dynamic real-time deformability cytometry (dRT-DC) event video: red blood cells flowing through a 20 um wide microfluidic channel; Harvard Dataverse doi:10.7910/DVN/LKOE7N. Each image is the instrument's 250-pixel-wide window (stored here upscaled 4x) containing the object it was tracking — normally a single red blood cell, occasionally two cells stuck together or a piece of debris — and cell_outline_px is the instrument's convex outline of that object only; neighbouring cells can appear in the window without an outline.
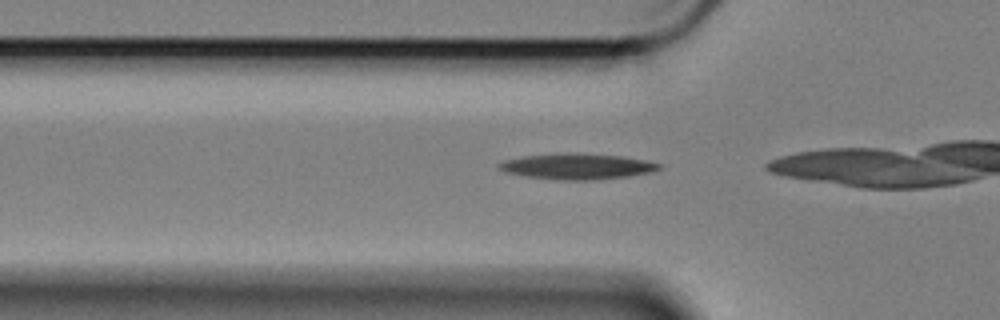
{"species": "Egyptian fruit bat (a non-hibernating species)", "species_latin": "Rousettus aegyptiacus", "temperature_condition": "cold", "stored_images_in_passage": 29, "camera_frame_rate_fps": 3000, "um_per_image_px": 0.085, "animal": {"sex": "female"}, "frame": {"image": 1, "passage_image": 2, "time_ms": 0.333, "image_size_px": [1000, 320], "cell_outline_px": [[660, 168], [652, 172], [628, 176], [592, 180], [560, 180], [524, 176], [504, 172], [496, 168], [496, 164], [504, 160], [524, 156], [620, 156], [644, 160], [660, 164]], "centroid_in_image_um": [49.01, 14.2], "position_along_channel_um": 76.8, "area_um2": 22.66}}
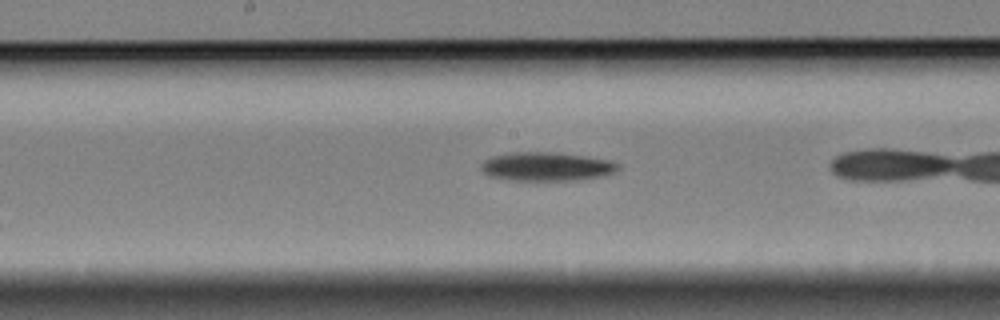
{"frame": {"image": 2, "passage_image": 13, "time_ms": 4.0, "image_size_px": [1000, 320], "cell_outline_px": [[620, 168], [612, 172], [600, 176], [572, 180], [508, 180], [488, 176], [480, 168], [480, 164], [484, 160], [492, 156], [512, 152], [556, 152], [612, 160], [620, 164]], "centroid_in_image_um": [46.42, 14.14], "position_along_channel_um": 201.8, "area_um2": 22.95}}
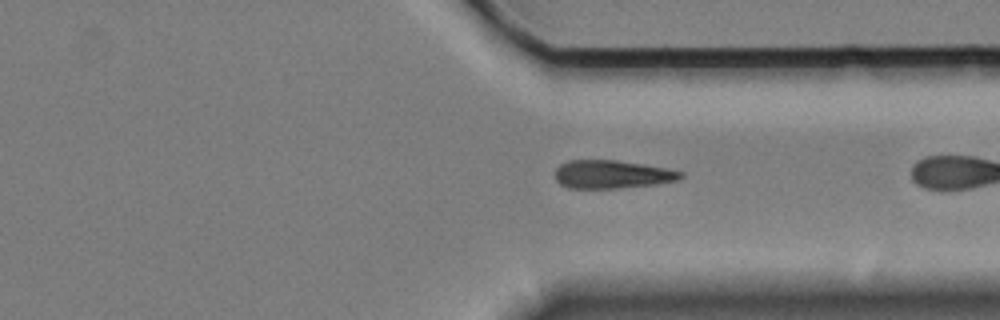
{"frame": {"image": 3, "passage_image": 27, "time_ms": 8.667, "image_size_px": [1000, 320], "cell_outline_px": [[684, 176], [676, 180], [656, 184], [620, 188], [568, 188], [560, 184], [556, 180], [556, 168], [560, 164], [568, 160], [616, 160], [668, 168], [684, 172]], "centroid_in_image_um": [52.02, 14.82], "position_along_channel_um": 359.4, "area_um2": 20.69}}